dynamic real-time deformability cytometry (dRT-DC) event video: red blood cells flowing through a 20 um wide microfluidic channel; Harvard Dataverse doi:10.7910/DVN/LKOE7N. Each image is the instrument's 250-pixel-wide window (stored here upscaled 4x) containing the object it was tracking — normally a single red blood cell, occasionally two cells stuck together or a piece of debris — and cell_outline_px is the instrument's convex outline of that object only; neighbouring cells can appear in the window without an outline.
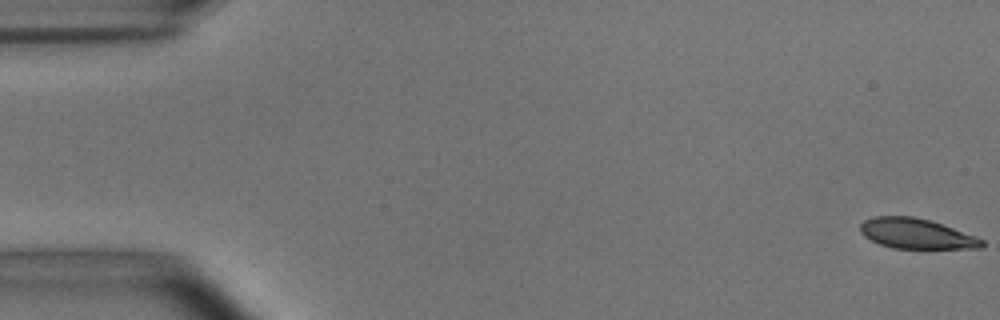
{"species": "common noctule bat (a hibernating species)", "species_latin": "Nyctalus noctula", "temperature_condition": "room temperature", "stored_images_in_passage": 54, "camera_frame_rate_fps": 3000, "um_per_image_px": 0.085, "animal": {"sex": "male", "body_mass_g": 15.6}, "frame": {"image": 1, "passage_image": 1, "time_ms": 0.0, "image_size_px": [1000, 320], "cell_outline_px": [[984, 248], [892, 248], [880, 244], [864, 236], [860, 232], [860, 224], [864, 220], [872, 216], [912, 216], [928, 220], [976, 236], [984, 240]], "centroid_in_image_um": [77.87, 19.86], "position_along_channel_um": 7.1, "area_um2": 21.21}}
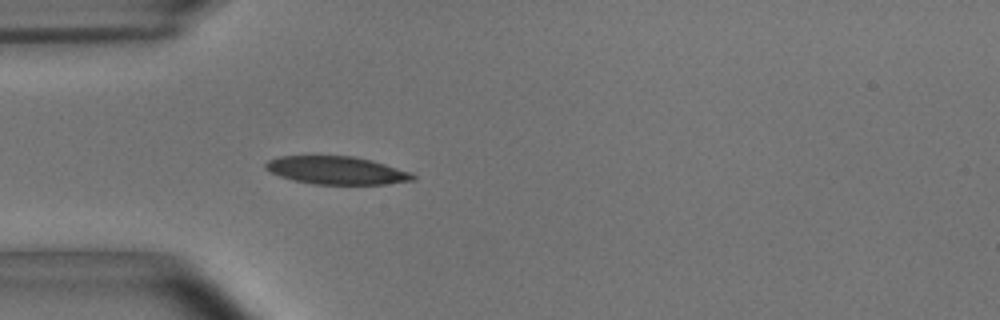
{"frame": {"image": 2, "passage_image": 16, "time_ms": 5.0, "image_size_px": [1000, 320], "cell_outline_px": [[416, 180], [384, 184], [312, 184], [280, 176], [268, 172], [264, 168], [264, 164], [268, 160], [280, 156], [352, 156], [372, 160], [412, 172], [416, 176]], "centroid_in_image_um": [28.62, 14.48], "position_along_channel_um": 56.4, "area_um2": 24.04}}
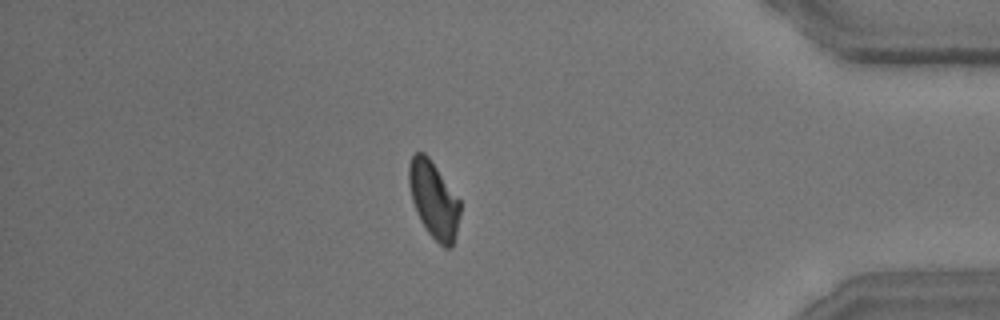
{"frame": {"image": 3, "passage_image": 47, "time_ms": 15.333, "image_size_px": [1000, 320], "cell_outline_px": [[460, 212], [456, 232], [452, 248], [444, 248], [428, 232], [412, 200], [408, 184], [408, 164], [412, 156], [416, 152], [424, 152], [428, 156], [460, 200]], "centroid_in_image_um": [36.86, 16.95], "position_along_channel_um": 398.3, "area_um2": 22.48}, "authors_computed_cell_mechanics": {"area_um2": 23.4957, "velocity_mm_per_s": 3.691, "shape_relaxation_time_tau1_ms": 4.2707, "shape_relaxation_time_tau2_ms": 4.3769, "deformation_change_tau1": 0.1331, "deformation_change_tau2": 0.1046}}